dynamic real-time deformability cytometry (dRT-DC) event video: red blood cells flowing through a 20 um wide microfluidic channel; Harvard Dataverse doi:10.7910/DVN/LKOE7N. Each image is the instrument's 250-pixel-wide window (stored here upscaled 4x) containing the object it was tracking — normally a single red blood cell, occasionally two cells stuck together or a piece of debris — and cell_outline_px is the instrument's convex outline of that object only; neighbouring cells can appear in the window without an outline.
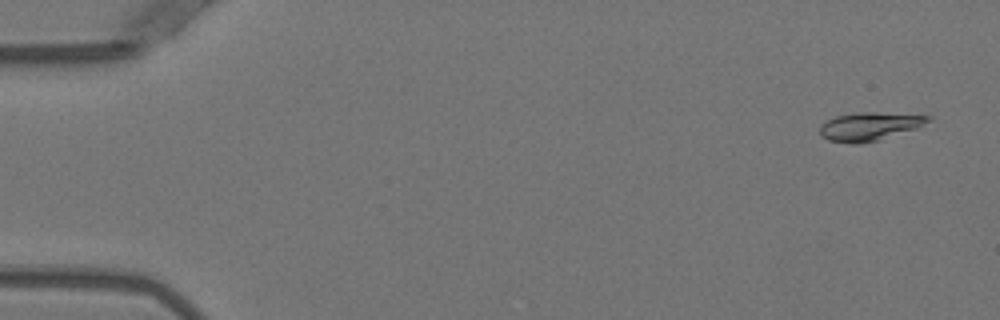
{"species": "Egyptian fruit bat (a non-hibernating species)", "species_latin": "Rousettus aegyptiacus", "temperature_condition": "warm", "stored_images_in_passage": 16, "camera_frame_rate_fps": 3000, "um_per_image_px": 0.085, "animal": {"sex": "female"}, "frame": {"image": 1, "passage_image": 3, "time_ms": 0.667, "image_size_px": [1000, 320], "cell_outline_px": [[932, 120], [916, 128], [880, 140], [860, 144], [852, 144], [828, 140], [820, 136], [820, 128], [828, 120], [836, 116], [860, 112], [876, 112], [932, 116]], "centroid_in_image_um": [73.92, 10.75], "position_along_channel_um": 11.1, "area_um2": 17.8}}
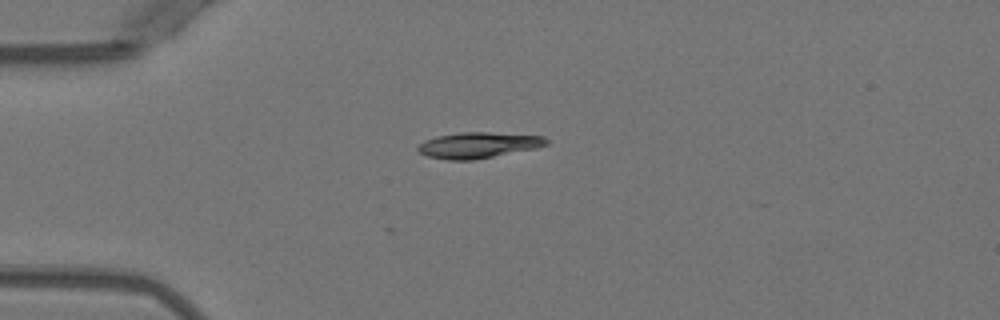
{"frame": {"image": 2, "passage_image": 14, "time_ms": 4.333, "image_size_px": [1000, 320], "cell_outline_px": [[548, 144], [536, 148], [472, 160], [448, 160], [428, 156], [420, 152], [416, 148], [424, 140], [436, 136], [460, 132], [488, 132], [544, 136], [548, 140]], "centroid_in_image_um": [40.64, 12.33], "position_along_channel_um": 44.4, "area_um2": 19.25}}